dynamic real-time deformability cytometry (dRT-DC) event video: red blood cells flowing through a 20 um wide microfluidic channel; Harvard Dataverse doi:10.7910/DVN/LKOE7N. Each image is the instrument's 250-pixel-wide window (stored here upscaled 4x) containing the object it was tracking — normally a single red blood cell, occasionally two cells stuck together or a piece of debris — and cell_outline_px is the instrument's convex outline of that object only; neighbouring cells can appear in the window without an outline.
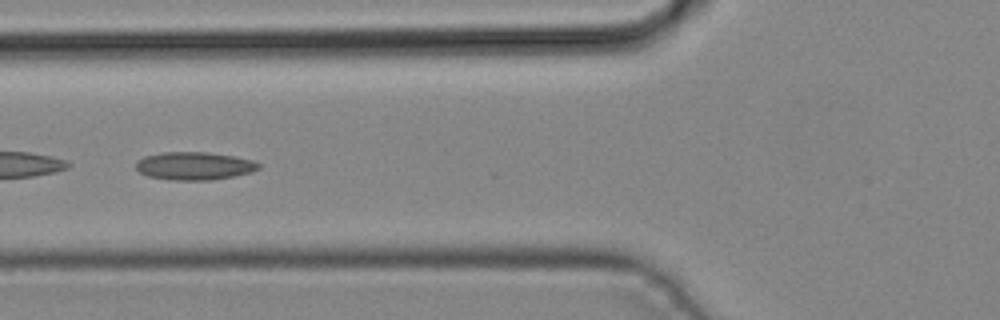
{"species": "common noctule bat (a hibernating species)", "species_latin": "Nyctalus noctula", "temperature_condition": "cold", "stored_images_in_passage": 6, "camera_frame_rate_fps": 3000, "um_per_image_px": 0.085, "animal": {"sex": "male", "body_mass_g": 19.2, "forearm_length_mm": 51.8}, "frame": {"image": 1, "passage_image": 5, "time_ms": 1.333, "image_size_px": [1000, 320], "cell_outline_px": [[260, 168], [252, 172], [212, 180], [168, 180], [148, 176], [140, 172], [136, 168], [136, 160], [144, 156], [164, 152], [208, 152], [232, 156], [252, 160], [260, 164]], "centroid_in_image_um": [16.49, 14.1], "position_along_channel_um": 109.3, "area_um2": 20.0}}
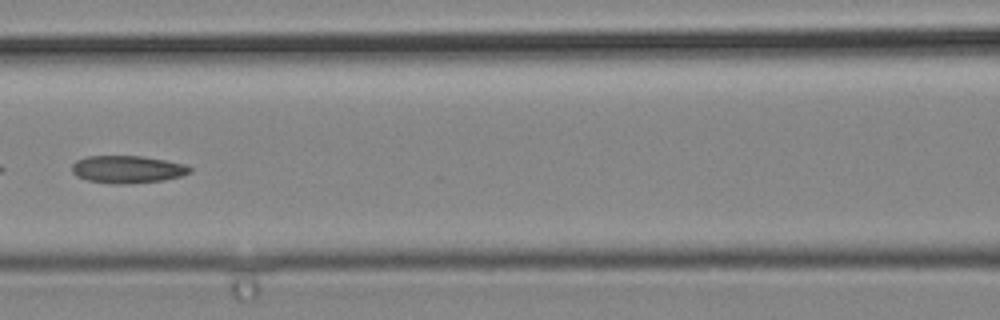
{"frame": {"image": 2, "passage_image": 6, "time_ms": 1.667, "image_size_px": [1000, 320], "cell_outline_px": [[192, 172], [180, 176], [164, 180], [128, 184], [112, 184], [88, 180], [76, 176], [72, 172], [72, 164], [76, 160], [88, 156], [144, 156], [188, 164], [192, 168]], "centroid_in_image_um": [10.86, 14.39], "position_along_channel_um": 155.7, "area_um2": 19.13}}